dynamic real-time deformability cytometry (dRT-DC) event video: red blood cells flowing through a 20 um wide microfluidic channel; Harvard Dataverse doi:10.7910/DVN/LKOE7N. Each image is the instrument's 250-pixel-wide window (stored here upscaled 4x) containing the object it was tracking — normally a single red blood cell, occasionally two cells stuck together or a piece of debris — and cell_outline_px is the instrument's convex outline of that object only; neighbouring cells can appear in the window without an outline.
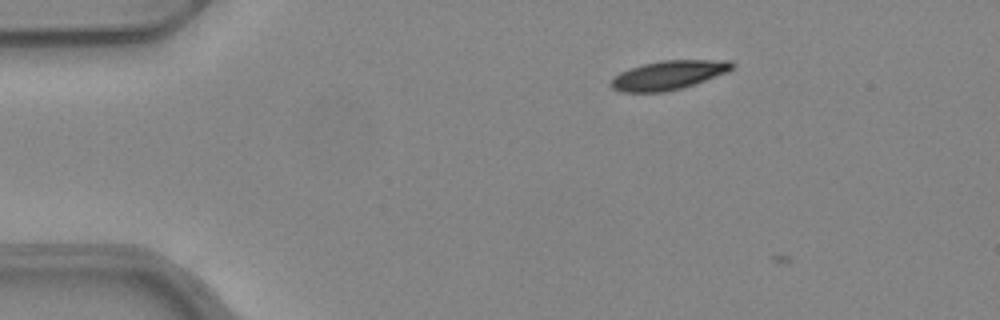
{"species": "common noctule bat (a hibernating species)", "species_latin": "Nyctalus noctula", "temperature_condition": "warm", "stored_images_in_passage": 9, "camera_frame_rate_fps": 3000, "um_per_image_px": 0.085, "animal": {"sex": "female", "body_mass_g": 24.6, "forearm_length_mm": 56.2}, "frame": {"image": 1, "passage_image": 8, "time_ms": 2.333, "image_size_px": [1000, 320], "cell_outline_px": [[736, 64], [728, 72], [684, 88], [664, 92], [620, 92], [612, 88], [608, 84], [620, 72], [644, 64], [660, 60], [728, 60]], "centroid_in_image_um": [56.84, 6.39], "position_along_channel_um": 28.2, "area_um2": 20.52}}